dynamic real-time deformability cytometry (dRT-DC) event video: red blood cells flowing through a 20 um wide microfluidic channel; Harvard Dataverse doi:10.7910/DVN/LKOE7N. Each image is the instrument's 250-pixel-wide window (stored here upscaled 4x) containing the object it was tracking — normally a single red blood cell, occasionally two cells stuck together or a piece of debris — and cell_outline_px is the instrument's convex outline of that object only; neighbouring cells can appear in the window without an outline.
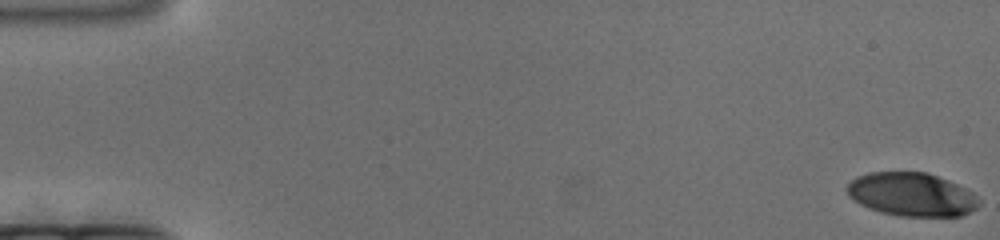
{"species": "human", "species_latin": "Homo sapiens", "temperature_condition": "cold", "stored_images_in_passage": 179, "camera_frame_rate_fps": 3000, "um_per_image_px": 0.085, "donor": {"sex": "female"}, "frame": {"image": 1, "passage_image": 1, "time_ms": 0.0, "image_size_px": [1000, 240], "cell_outline_px": [[980, 204], [976, 208], [960, 216], [900, 216], [880, 212], [868, 208], [860, 204], [848, 196], [844, 188], [856, 176], [868, 172], [928, 172], [948, 180], [972, 192], [980, 200]], "centroid_in_image_um": [77.45, 16.52], "position_along_channel_um": 7.5, "area_um2": 33.58}}
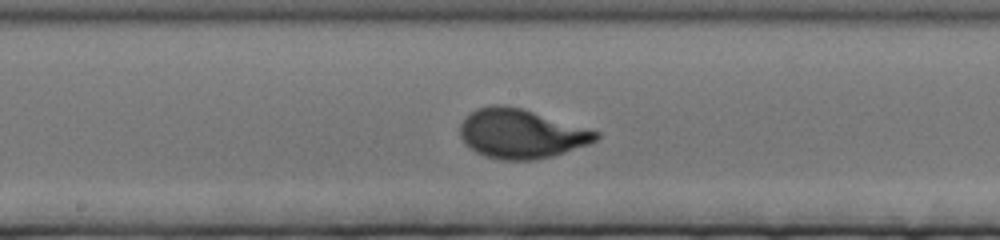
{"frame": {"image": 2, "passage_image": 95, "time_ms": 31.333, "image_size_px": [1000, 240], "cell_outline_px": [[600, 136], [596, 140], [588, 144], [552, 156], [536, 160], [500, 160], [484, 156], [476, 152], [464, 144], [460, 136], [460, 124], [476, 108], [492, 104], [504, 104], [524, 108], [600, 132]], "centroid_in_image_um": [44.28, 11.36], "position_along_channel_um": 203.9, "area_um2": 39.25}}
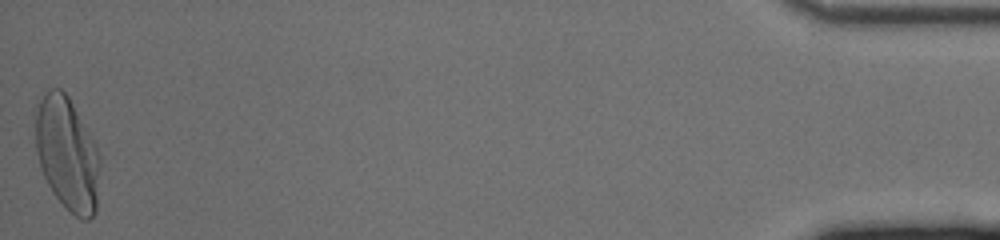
{"frame": {"image": 3, "passage_image": 178, "time_ms": 59.0, "image_size_px": [1000, 240], "cell_outline_px": [[100, 164], [96, 212], [88, 220], [80, 220], [52, 192], [44, 176], [36, 152], [32, 112], [36, 96], [48, 88], [60, 88], [68, 96], [96, 144], [100, 156]], "centroid_in_image_um": [5.65, 12.97], "position_along_channel_um": 429.5, "area_um2": 43.7}}